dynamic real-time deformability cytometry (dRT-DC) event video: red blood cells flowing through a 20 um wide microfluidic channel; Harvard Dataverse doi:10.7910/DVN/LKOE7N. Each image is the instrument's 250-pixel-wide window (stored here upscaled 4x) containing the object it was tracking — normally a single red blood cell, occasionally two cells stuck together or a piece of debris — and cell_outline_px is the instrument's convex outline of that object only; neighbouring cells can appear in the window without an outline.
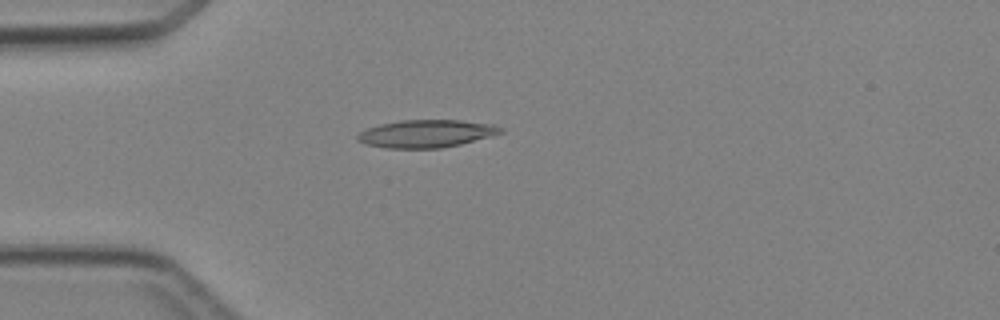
{"species": "Egyptian fruit bat (a non-hibernating species)", "species_latin": "Rousettus aegyptiacus", "temperature_condition": "cold", "stored_images_in_passage": 3, "camera_frame_rate_fps": 3000, "um_per_image_px": 0.085, "animal": {"sex": "female"}, "frame": {"image": 1, "passage_image": 3, "time_ms": 2.333, "image_size_px": [1000, 320], "cell_outline_px": [[504, 132], [460, 144], [440, 148], [384, 148], [368, 144], [356, 140], [356, 136], [360, 132], [368, 128], [380, 124], [400, 120], [460, 120], [492, 124], [504, 128]], "centroid_in_image_um": [36.23, 11.35], "position_along_channel_um": 48.8, "area_um2": 22.95}}